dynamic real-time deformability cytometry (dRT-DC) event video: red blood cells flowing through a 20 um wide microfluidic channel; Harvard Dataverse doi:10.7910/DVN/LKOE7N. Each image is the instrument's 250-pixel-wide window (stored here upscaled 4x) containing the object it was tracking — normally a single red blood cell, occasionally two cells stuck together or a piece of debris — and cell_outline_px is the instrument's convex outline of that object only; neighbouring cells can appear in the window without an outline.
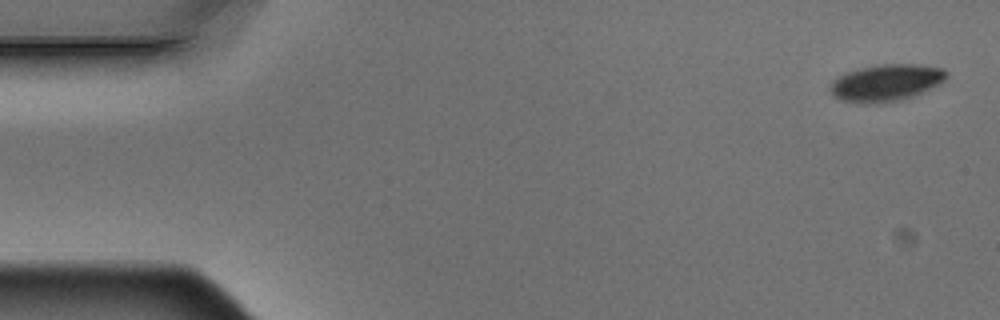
{"species": "Egyptian fruit bat (a non-hibernating species)", "species_latin": "Rousettus aegyptiacus", "temperature_condition": "warm", "stored_images_in_passage": 5, "camera_frame_rate_fps": 3000, "um_per_image_px": 0.085, "animal": {"sex": "male"}, "frame": {"image": 1, "passage_image": 1, "time_ms": 0.0, "image_size_px": [1000, 320], "cell_outline_px": [[948, 76], [940, 84], [924, 92], [900, 100], [884, 104], [860, 104], [840, 100], [832, 92], [832, 80], [848, 72], [864, 68], [884, 64], [920, 64], [944, 68], [948, 72]], "centroid_in_image_um": [75.39, 7.05], "position_along_channel_um": 9.6, "area_um2": 25.03}}
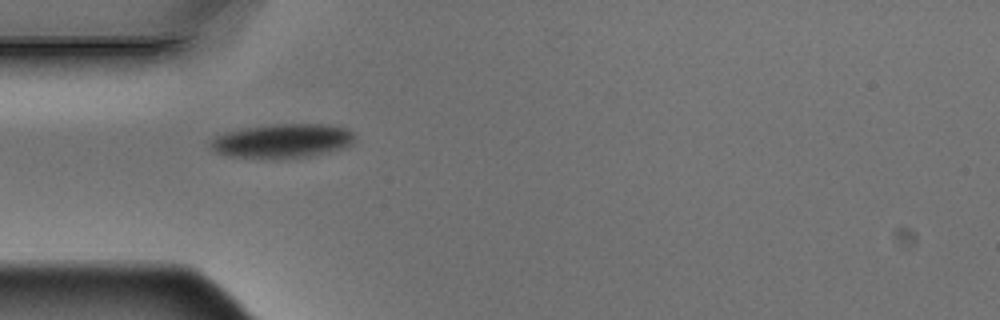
{"frame": {"image": 2, "passage_image": 5, "time_ms": 1.333, "image_size_px": [1000, 320], "cell_outline_px": [[356, 136], [352, 144], [344, 148], [308, 156], [224, 156], [216, 152], [212, 148], [212, 140], [216, 136], [228, 132], [244, 128], [276, 124], [324, 124], [344, 128], [352, 132]], "centroid_in_image_um": [24.05, 11.94], "position_along_channel_um": 60.9, "area_um2": 27.57}}